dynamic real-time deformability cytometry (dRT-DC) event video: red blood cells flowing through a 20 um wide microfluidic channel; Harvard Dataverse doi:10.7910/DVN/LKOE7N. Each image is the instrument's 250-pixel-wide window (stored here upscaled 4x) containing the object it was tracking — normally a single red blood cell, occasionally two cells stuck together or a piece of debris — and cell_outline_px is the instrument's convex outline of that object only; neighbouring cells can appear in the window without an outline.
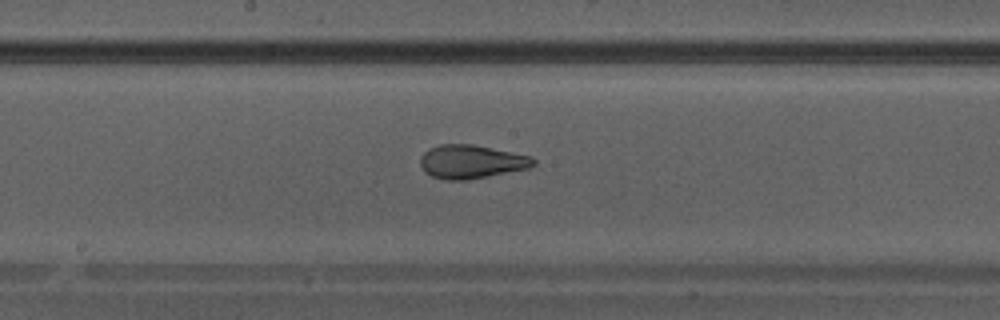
{"species": "Egyptian fruit bat (a non-hibernating species)", "species_latin": "Rousettus aegyptiacus", "temperature_condition": "warm", "stored_images_in_passage": 32, "camera_frame_rate_fps": 3000, "um_per_image_px": 0.085, "animal": {"sex": "male"}, "frame": {"image": 1, "passage_image": 14, "time_ms": 4.333, "image_size_px": [1000, 320], "cell_outline_px": [[536, 164], [528, 168], [468, 180], [444, 180], [432, 176], [424, 172], [420, 164], [420, 156], [428, 148], [440, 144], [472, 144], [532, 156], [536, 160]], "centroid_in_image_um": [40.04, 13.74], "position_along_channel_um": 208.2, "area_um2": 22.25}}